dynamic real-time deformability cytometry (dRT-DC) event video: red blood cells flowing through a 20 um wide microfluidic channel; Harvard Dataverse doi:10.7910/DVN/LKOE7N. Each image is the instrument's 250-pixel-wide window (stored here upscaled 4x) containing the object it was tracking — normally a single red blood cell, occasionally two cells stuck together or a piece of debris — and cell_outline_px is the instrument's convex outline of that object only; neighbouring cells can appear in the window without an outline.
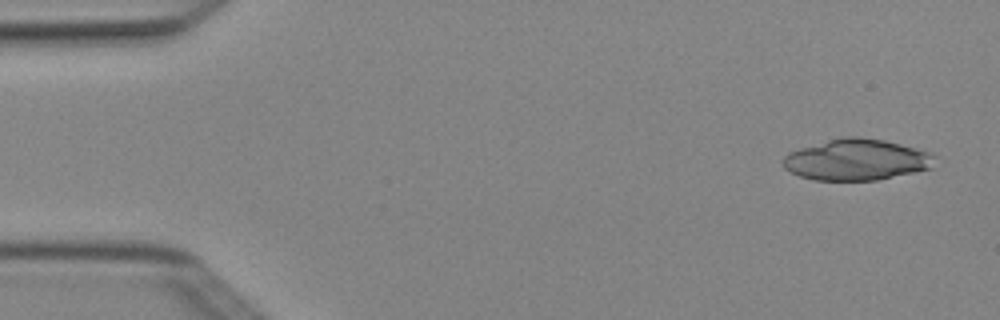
{"species": "Egyptian fruit bat (a non-hibernating species)", "species_latin": "Rousettus aegyptiacus", "temperature_condition": "cold", "stored_images_in_passage": 5, "camera_frame_rate_fps": 3000, "um_per_image_px": 0.085, "animal": {"sex": "female"}, "frame": {"image": 1, "passage_image": 1, "time_ms": 0.0, "image_size_px": [1000, 320], "cell_outline_px": [[936, 156], [932, 168], [876, 180], [812, 180], [800, 176], [784, 168], [784, 156], [788, 152], [800, 148], [828, 140], [844, 136], [860, 136], [884, 140], [932, 152]], "centroid_in_image_um": [72.82, 13.57], "position_along_channel_um": 12.2, "area_um2": 36.36}}